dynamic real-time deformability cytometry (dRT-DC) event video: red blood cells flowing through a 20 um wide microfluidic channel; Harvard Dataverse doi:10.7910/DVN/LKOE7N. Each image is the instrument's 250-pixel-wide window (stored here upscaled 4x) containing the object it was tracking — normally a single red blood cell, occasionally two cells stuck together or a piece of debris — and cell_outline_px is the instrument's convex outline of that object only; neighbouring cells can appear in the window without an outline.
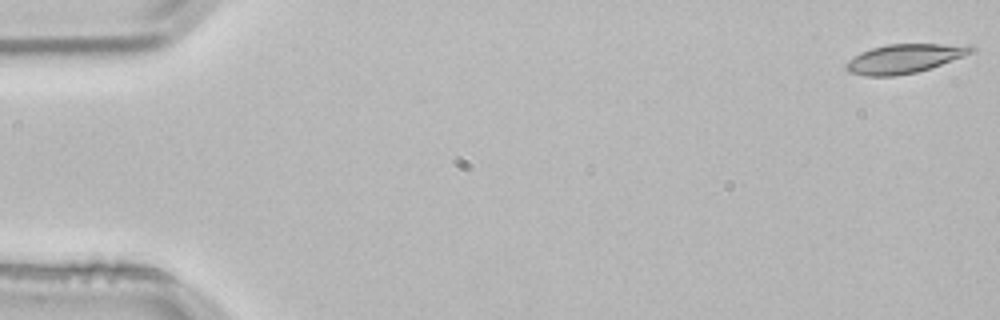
{"species": "common noctule bat (a hibernating species)", "species_latin": "Nyctalus noctula", "temperature_condition": "room temperature", "stored_images_in_passage": 5, "camera_frame_rate_fps": 3000, "um_per_image_px": 0.085, "animal": {"sex": "male", "body_mass_g": 21.5, "forearm_length_mm": 52.0}, "frame": {"image": 1, "passage_image": 1, "time_ms": 0.0, "image_size_px": [1000, 320], "cell_outline_px": [[976, 48], [972, 52], [964, 56], [916, 72], [892, 76], [868, 76], [852, 72], [844, 68], [844, 64], [848, 60], [860, 52], [872, 48], [888, 44], [972, 44]], "centroid_in_image_um": [76.88, 4.96], "position_along_channel_um": 8.1, "area_um2": 21.04}}